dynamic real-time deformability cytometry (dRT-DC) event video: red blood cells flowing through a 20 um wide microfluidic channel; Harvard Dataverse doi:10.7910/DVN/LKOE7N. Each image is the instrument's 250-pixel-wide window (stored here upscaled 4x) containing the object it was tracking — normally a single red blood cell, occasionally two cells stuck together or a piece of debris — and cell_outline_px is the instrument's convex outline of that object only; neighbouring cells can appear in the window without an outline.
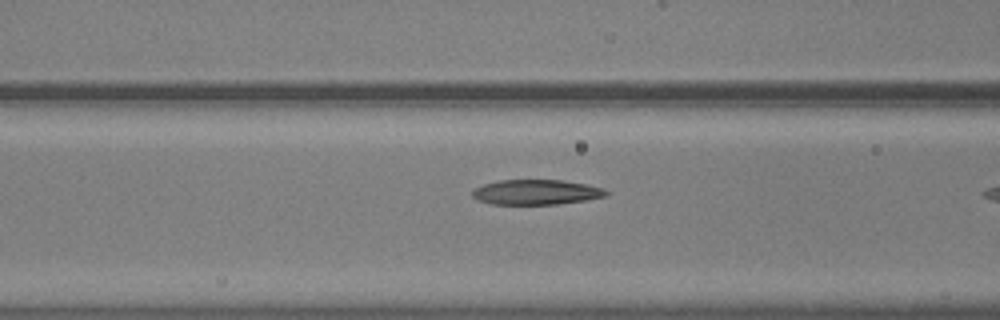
{"species": "common noctule bat (a hibernating species)", "species_latin": "Nyctalus noctula", "temperature_condition": "warm", "stored_images_in_passage": 11, "camera_frame_rate_fps": 3000, "um_per_image_px": 0.085, "animal": {"sex": "male", "body_mass_g": 20.5, "forearm_length_mm": 52.5}, "frame": {"image": 1, "passage_image": 10, "time_ms": 3.0, "image_size_px": [1000, 320], "cell_outline_px": [[608, 196], [584, 200], [556, 204], [492, 204], [476, 200], [472, 196], [472, 192], [476, 188], [484, 184], [500, 180], [560, 180], [588, 184], [604, 188], [608, 192]], "centroid_in_image_um": [45.59, 16.33], "position_along_channel_um": 121.0, "area_um2": 19.48}}